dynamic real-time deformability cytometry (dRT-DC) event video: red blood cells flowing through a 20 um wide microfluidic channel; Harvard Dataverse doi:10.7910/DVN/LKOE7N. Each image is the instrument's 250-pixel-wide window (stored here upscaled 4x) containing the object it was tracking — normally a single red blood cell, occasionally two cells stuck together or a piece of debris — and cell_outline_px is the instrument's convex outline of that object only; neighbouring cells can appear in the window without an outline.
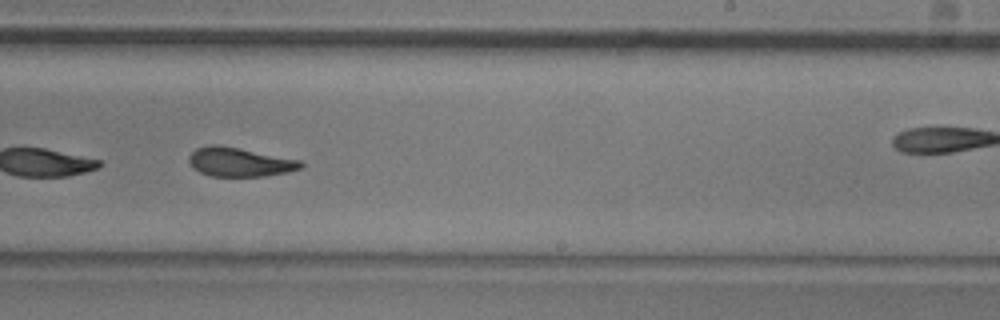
{"species": "common noctule bat (a hibernating species)", "species_latin": "Nyctalus noctula", "temperature_condition": "room temperature", "stored_images_in_passage": 37, "camera_frame_rate_fps": 3000, "um_per_image_px": 0.085, "animal": {"sex": "male", "body_mass_g": 20.5, "forearm_length_mm": 52.5}, "frame": {"image": 1, "passage_image": 32, "time_ms": 10.333, "image_size_px": [1000, 320], "cell_outline_px": [[304, 168], [288, 172], [264, 176], [212, 176], [200, 172], [192, 168], [188, 160], [188, 156], [196, 148], [212, 144], [216, 144], [300, 160], [304, 164]], "centroid_in_image_um": [20.36, 13.78], "position_along_channel_um": 268.6, "area_um2": 18.84}}